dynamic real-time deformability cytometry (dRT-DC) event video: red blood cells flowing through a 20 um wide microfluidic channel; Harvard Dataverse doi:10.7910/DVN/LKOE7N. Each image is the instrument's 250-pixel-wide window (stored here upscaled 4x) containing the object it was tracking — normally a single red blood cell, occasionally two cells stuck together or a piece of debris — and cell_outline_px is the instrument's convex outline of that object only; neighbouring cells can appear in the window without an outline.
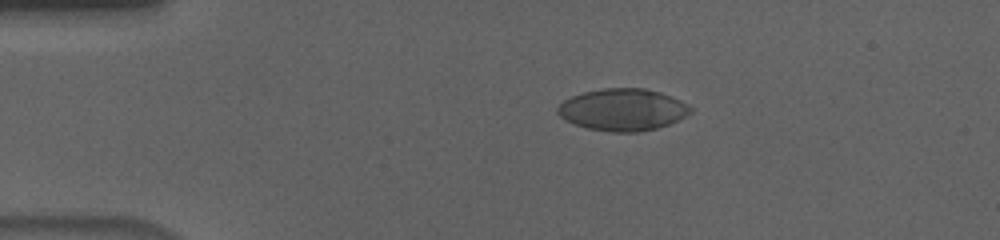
{"species": "human", "species_latin": "Homo sapiens", "temperature_condition": "cold", "stored_images_in_passage": 56, "camera_frame_rate_fps": 3000, "um_per_image_px": 0.085, "donor": {"sex": "male"}, "frame": {"image": 1, "passage_image": 11, "time_ms": 3.333, "image_size_px": [1000, 240], "cell_outline_px": [[692, 112], [668, 124], [656, 128], [640, 132], [608, 132], [588, 128], [564, 120], [556, 112], [556, 108], [564, 100], [572, 96], [584, 92], [604, 88], [644, 88], [660, 92], [680, 100], [688, 104], [692, 108]], "centroid_in_image_um": [52.91, 9.32], "position_along_channel_um": 32.1, "area_um2": 32.43}}
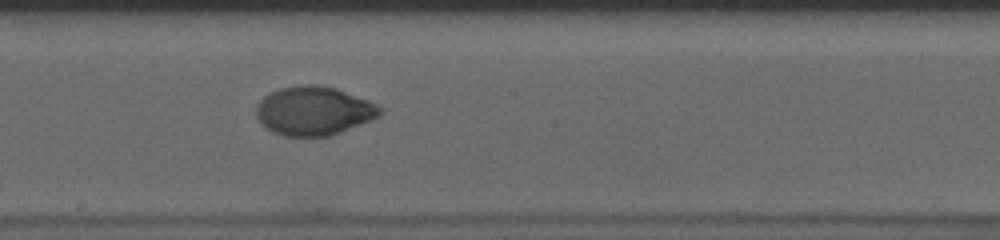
{"frame": {"image": 2, "passage_image": 31, "time_ms": 10.0, "image_size_px": [1000, 240], "cell_outline_px": [[384, 112], [380, 116], [372, 120], [328, 136], [284, 136], [272, 132], [264, 128], [260, 124], [256, 116], [256, 104], [264, 96], [280, 88], [304, 84], [316, 84], [336, 88], [368, 100], [384, 108]], "centroid_in_image_um": [26.66, 9.42], "position_along_channel_um": 221.5, "area_um2": 35.49}}
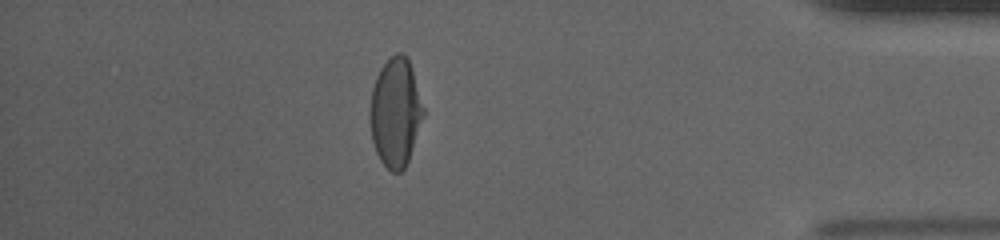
{"frame": {"image": 3, "passage_image": 49, "time_ms": 16.0, "image_size_px": [1000, 240], "cell_outline_px": [[424, 116], [408, 160], [404, 168], [400, 172], [392, 172], [380, 160], [376, 152], [372, 140], [368, 112], [372, 88], [376, 76], [380, 68], [396, 52], [404, 52], [408, 56], [412, 68], [424, 108]], "centroid_in_image_um": [33.6, 9.52], "position_along_channel_um": 401.6, "area_um2": 34.04}, "authors_computed_cell_mechanics": {"area_um2": 34.3043, "velocity_mm_per_s": 3.6395, "shape_relaxation_time_tau1_ms": 5.7084, "shape_relaxation_time_tau2_ms": 1.0495, "deformation_change_tau1": 0.2062, "deformation_change_tau2": 0.0319}}